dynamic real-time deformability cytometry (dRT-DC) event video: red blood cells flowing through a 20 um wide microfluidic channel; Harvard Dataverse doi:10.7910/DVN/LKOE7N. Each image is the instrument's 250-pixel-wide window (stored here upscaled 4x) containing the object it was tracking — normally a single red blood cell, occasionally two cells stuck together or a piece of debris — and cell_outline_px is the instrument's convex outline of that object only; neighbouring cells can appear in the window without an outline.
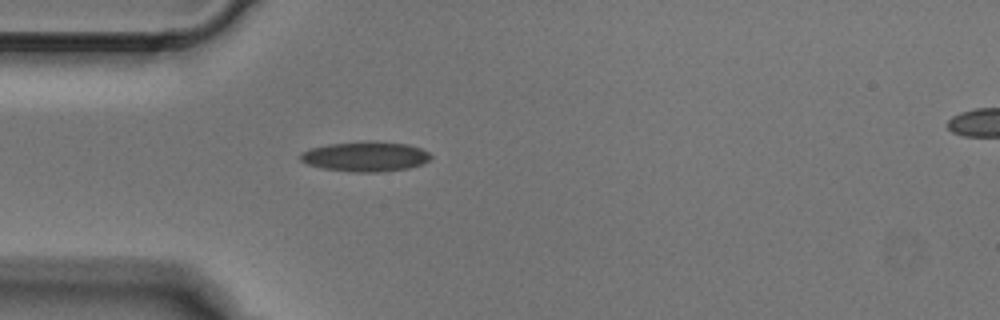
{"species": "Egyptian fruit bat (a non-hibernating species)", "species_latin": "Rousettus aegyptiacus", "temperature_condition": "cold", "stored_images_in_passage": 4, "segment_of_instrument_passage": [1, 2], "camera_frame_rate_fps": 3000, "um_per_image_px": 0.085, "animal": {"sex": "male"}, "frame": {"image": 1, "passage_image": 3, "time_ms": 0.667, "image_size_px": [1000, 320], "cell_outline_px": [[432, 156], [424, 164], [408, 168], [376, 172], [352, 172], [324, 168], [308, 164], [300, 160], [300, 152], [308, 148], [328, 144], [364, 140], [376, 140], [408, 144], [420, 148], [428, 152]], "centroid_in_image_um": [31.05, 13.28], "position_along_channel_um": 53.9, "area_um2": 23.06}}